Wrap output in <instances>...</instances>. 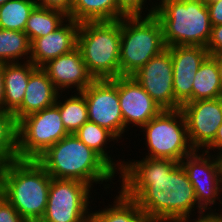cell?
<instances>
[{
  "instance_id": "6",
  "label": "cell",
  "mask_w": 222,
  "mask_h": 222,
  "mask_svg": "<svg viewBox=\"0 0 222 222\" xmlns=\"http://www.w3.org/2000/svg\"><path fill=\"white\" fill-rule=\"evenodd\" d=\"M165 49L162 26L154 14L121 19L120 76H132Z\"/></svg>"
},
{
  "instance_id": "28",
  "label": "cell",
  "mask_w": 222,
  "mask_h": 222,
  "mask_svg": "<svg viewBox=\"0 0 222 222\" xmlns=\"http://www.w3.org/2000/svg\"><path fill=\"white\" fill-rule=\"evenodd\" d=\"M35 0H9L0 6V28L24 31Z\"/></svg>"
},
{
  "instance_id": "15",
  "label": "cell",
  "mask_w": 222,
  "mask_h": 222,
  "mask_svg": "<svg viewBox=\"0 0 222 222\" xmlns=\"http://www.w3.org/2000/svg\"><path fill=\"white\" fill-rule=\"evenodd\" d=\"M172 57L173 88L175 101L182 106L192 102V86L196 71L209 56L206 47L172 46L168 47Z\"/></svg>"
},
{
  "instance_id": "16",
  "label": "cell",
  "mask_w": 222,
  "mask_h": 222,
  "mask_svg": "<svg viewBox=\"0 0 222 222\" xmlns=\"http://www.w3.org/2000/svg\"><path fill=\"white\" fill-rule=\"evenodd\" d=\"M41 68L61 94L73 87L77 92H82L95 80L88 72L78 47L69 53L49 60Z\"/></svg>"
},
{
  "instance_id": "11",
  "label": "cell",
  "mask_w": 222,
  "mask_h": 222,
  "mask_svg": "<svg viewBox=\"0 0 222 222\" xmlns=\"http://www.w3.org/2000/svg\"><path fill=\"white\" fill-rule=\"evenodd\" d=\"M82 93L87 104L88 121L108 129L121 140L124 121L118 96V77L95 79Z\"/></svg>"
},
{
  "instance_id": "31",
  "label": "cell",
  "mask_w": 222,
  "mask_h": 222,
  "mask_svg": "<svg viewBox=\"0 0 222 222\" xmlns=\"http://www.w3.org/2000/svg\"><path fill=\"white\" fill-rule=\"evenodd\" d=\"M206 49L209 52V56L222 55V24L212 26Z\"/></svg>"
},
{
  "instance_id": "25",
  "label": "cell",
  "mask_w": 222,
  "mask_h": 222,
  "mask_svg": "<svg viewBox=\"0 0 222 222\" xmlns=\"http://www.w3.org/2000/svg\"><path fill=\"white\" fill-rule=\"evenodd\" d=\"M30 55L31 43L24 31L0 28V62L16 63L22 59L25 62V59L29 61Z\"/></svg>"
},
{
  "instance_id": "18",
  "label": "cell",
  "mask_w": 222,
  "mask_h": 222,
  "mask_svg": "<svg viewBox=\"0 0 222 222\" xmlns=\"http://www.w3.org/2000/svg\"><path fill=\"white\" fill-rule=\"evenodd\" d=\"M58 94L60 92L54 87L47 73L37 67L30 74L22 105L13 113L16 121L54 105Z\"/></svg>"
},
{
  "instance_id": "34",
  "label": "cell",
  "mask_w": 222,
  "mask_h": 222,
  "mask_svg": "<svg viewBox=\"0 0 222 222\" xmlns=\"http://www.w3.org/2000/svg\"><path fill=\"white\" fill-rule=\"evenodd\" d=\"M218 152L215 156L216 157H219V158H222V124L218 127V131H217V134L214 138V140L203 150L207 153H210V150L214 153Z\"/></svg>"
},
{
  "instance_id": "14",
  "label": "cell",
  "mask_w": 222,
  "mask_h": 222,
  "mask_svg": "<svg viewBox=\"0 0 222 222\" xmlns=\"http://www.w3.org/2000/svg\"><path fill=\"white\" fill-rule=\"evenodd\" d=\"M118 96L124 133L131 124L142 128L163 110L132 76L118 77Z\"/></svg>"
},
{
  "instance_id": "26",
  "label": "cell",
  "mask_w": 222,
  "mask_h": 222,
  "mask_svg": "<svg viewBox=\"0 0 222 222\" xmlns=\"http://www.w3.org/2000/svg\"><path fill=\"white\" fill-rule=\"evenodd\" d=\"M58 94L56 103L59 106L61 120L67 132L74 134L85 122L88 121L87 104L82 92H76L65 101H61ZM59 99V100H58Z\"/></svg>"
},
{
  "instance_id": "35",
  "label": "cell",
  "mask_w": 222,
  "mask_h": 222,
  "mask_svg": "<svg viewBox=\"0 0 222 222\" xmlns=\"http://www.w3.org/2000/svg\"><path fill=\"white\" fill-rule=\"evenodd\" d=\"M180 222H222V216L219 213H207L203 216H198L196 219H186Z\"/></svg>"
},
{
  "instance_id": "38",
  "label": "cell",
  "mask_w": 222,
  "mask_h": 222,
  "mask_svg": "<svg viewBox=\"0 0 222 222\" xmlns=\"http://www.w3.org/2000/svg\"><path fill=\"white\" fill-rule=\"evenodd\" d=\"M9 0H0V6L3 5L4 3H6Z\"/></svg>"
},
{
  "instance_id": "4",
  "label": "cell",
  "mask_w": 222,
  "mask_h": 222,
  "mask_svg": "<svg viewBox=\"0 0 222 222\" xmlns=\"http://www.w3.org/2000/svg\"><path fill=\"white\" fill-rule=\"evenodd\" d=\"M155 5L153 14L161 23L166 47L207 46L212 25L206 2L162 0Z\"/></svg>"
},
{
  "instance_id": "10",
  "label": "cell",
  "mask_w": 222,
  "mask_h": 222,
  "mask_svg": "<svg viewBox=\"0 0 222 222\" xmlns=\"http://www.w3.org/2000/svg\"><path fill=\"white\" fill-rule=\"evenodd\" d=\"M180 163L194 188L198 205L207 213H217L211 207L216 205L217 199L222 204V158L203 150H195Z\"/></svg>"
},
{
  "instance_id": "33",
  "label": "cell",
  "mask_w": 222,
  "mask_h": 222,
  "mask_svg": "<svg viewBox=\"0 0 222 222\" xmlns=\"http://www.w3.org/2000/svg\"><path fill=\"white\" fill-rule=\"evenodd\" d=\"M210 22L212 26H217L222 24V0H209L206 2Z\"/></svg>"
},
{
  "instance_id": "7",
  "label": "cell",
  "mask_w": 222,
  "mask_h": 222,
  "mask_svg": "<svg viewBox=\"0 0 222 222\" xmlns=\"http://www.w3.org/2000/svg\"><path fill=\"white\" fill-rule=\"evenodd\" d=\"M148 153L145 157L181 160L195 149L191 146L185 116L181 109L162 110L142 128Z\"/></svg>"
},
{
  "instance_id": "2",
  "label": "cell",
  "mask_w": 222,
  "mask_h": 222,
  "mask_svg": "<svg viewBox=\"0 0 222 222\" xmlns=\"http://www.w3.org/2000/svg\"><path fill=\"white\" fill-rule=\"evenodd\" d=\"M51 179L36 159H17L0 166V194L27 222H40Z\"/></svg>"
},
{
  "instance_id": "21",
  "label": "cell",
  "mask_w": 222,
  "mask_h": 222,
  "mask_svg": "<svg viewBox=\"0 0 222 222\" xmlns=\"http://www.w3.org/2000/svg\"><path fill=\"white\" fill-rule=\"evenodd\" d=\"M74 134L87 147L95 151L115 172L118 174L121 172L125 160L116 161L113 157L111 158L112 155H109L110 151H107L108 142L116 141L115 143H117L119 141L112 132L96 123L87 121Z\"/></svg>"
},
{
  "instance_id": "20",
  "label": "cell",
  "mask_w": 222,
  "mask_h": 222,
  "mask_svg": "<svg viewBox=\"0 0 222 222\" xmlns=\"http://www.w3.org/2000/svg\"><path fill=\"white\" fill-rule=\"evenodd\" d=\"M127 16L116 0H72V9L68 18L78 23L116 21Z\"/></svg>"
},
{
  "instance_id": "37",
  "label": "cell",
  "mask_w": 222,
  "mask_h": 222,
  "mask_svg": "<svg viewBox=\"0 0 222 222\" xmlns=\"http://www.w3.org/2000/svg\"><path fill=\"white\" fill-rule=\"evenodd\" d=\"M217 62L219 79L222 86V55L211 56Z\"/></svg>"
},
{
  "instance_id": "5",
  "label": "cell",
  "mask_w": 222,
  "mask_h": 222,
  "mask_svg": "<svg viewBox=\"0 0 222 222\" xmlns=\"http://www.w3.org/2000/svg\"><path fill=\"white\" fill-rule=\"evenodd\" d=\"M121 19L80 23L77 47L94 79L120 76Z\"/></svg>"
},
{
  "instance_id": "13",
  "label": "cell",
  "mask_w": 222,
  "mask_h": 222,
  "mask_svg": "<svg viewBox=\"0 0 222 222\" xmlns=\"http://www.w3.org/2000/svg\"><path fill=\"white\" fill-rule=\"evenodd\" d=\"M181 110L191 146L202 151L214 140L222 124V98L187 102Z\"/></svg>"
},
{
  "instance_id": "30",
  "label": "cell",
  "mask_w": 222,
  "mask_h": 222,
  "mask_svg": "<svg viewBox=\"0 0 222 222\" xmlns=\"http://www.w3.org/2000/svg\"><path fill=\"white\" fill-rule=\"evenodd\" d=\"M0 222H27L18 211L0 194Z\"/></svg>"
},
{
  "instance_id": "3",
  "label": "cell",
  "mask_w": 222,
  "mask_h": 222,
  "mask_svg": "<svg viewBox=\"0 0 222 222\" xmlns=\"http://www.w3.org/2000/svg\"><path fill=\"white\" fill-rule=\"evenodd\" d=\"M56 179L93 183L112 182L117 174L75 134H68L36 159Z\"/></svg>"
},
{
  "instance_id": "23",
  "label": "cell",
  "mask_w": 222,
  "mask_h": 222,
  "mask_svg": "<svg viewBox=\"0 0 222 222\" xmlns=\"http://www.w3.org/2000/svg\"><path fill=\"white\" fill-rule=\"evenodd\" d=\"M222 98L217 62L208 56L196 71L192 86V101Z\"/></svg>"
},
{
  "instance_id": "1",
  "label": "cell",
  "mask_w": 222,
  "mask_h": 222,
  "mask_svg": "<svg viewBox=\"0 0 222 222\" xmlns=\"http://www.w3.org/2000/svg\"><path fill=\"white\" fill-rule=\"evenodd\" d=\"M120 190L133 199L151 222H180L207 214L197 203L188 175L177 161L143 157L125 161ZM195 209V210H194Z\"/></svg>"
},
{
  "instance_id": "36",
  "label": "cell",
  "mask_w": 222,
  "mask_h": 222,
  "mask_svg": "<svg viewBox=\"0 0 222 222\" xmlns=\"http://www.w3.org/2000/svg\"><path fill=\"white\" fill-rule=\"evenodd\" d=\"M4 67L5 63L0 62V110H4Z\"/></svg>"
},
{
  "instance_id": "27",
  "label": "cell",
  "mask_w": 222,
  "mask_h": 222,
  "mask_svg": "<svg viewBox=\"0 0 222 222\" xmlns=\"http://www.w3.org/2000/svg\"><path fill=\"white\" fill-rule=\"evenodd\" d=\"M17 129L14 114L0 110V166L19 159Z\"/></svg>"
},
{
  "instance_id": "29",
  "label": "cell",
  "mask_w": 222,
  "mask_h": 222,
  "mask_svg": "<svg viewBox=\"0 0 222 222\" xmlns=\"http://www.w3.org/2000/svg\"><path fill=\"white\" fill-rule=\"evenodd\" d=\"M118 7L127 15V16H133V15H145L144 9L148 10L147 15L153 14L154 9L156 5L151 1L150 9L145 8V3H147V0H116ZM144 14H143V13Z\"/></svg>"
},
{
  "instance_id": "39",
  "label": "cell",
  "mask_w": 222,
  "mask_h": 222,
  "mask_svg": "<svg viewBox=\"0 0 222 222\" xmlns=\"http://www.w3.org/2000/svg\"><path fill=\"white\" fill-rule=\"evenodd\" d=\"M198 1L208 2L209 0H198Z\"/></svg>"
},
{
  "instance_id": "24",
  "label": "cell",
  "mask_w": 222,
  "mask_h": 222,
  "mask_svg": "<svg viewBox=\"0 0 222 222\" xmlns=\"http://www.w3.org/2000/svg\"><path fill=\"white\" fill-rule=\"evenodd\" d=\"M67 19L68 15L60 10L36 5L29 15L24 32L32 43L35 39L55 31Z\"/></svg>"
},
{
  "instance_id": "17",
  "label": "cell",
  "mask_w": 222,
  "mask_h": 222,
  "mask_svg": "<svg viewBox=\"0 0 222 222\" xmlns=\"http://www.w3.org/2000/svg\"><path fill=\"white\" fill-rule=\"evenodd\" d=\"M80 23L68 18L55 31L39 37L31 43V61L36 67H42L49 60L71 52L77 47V34Z\"/></svg>"
},
{
  "instance_id": "32",
  "label": "cell",
  "mask_w": 222,
  "mask_h": 222,
  "mask_svg": "<svg viewBox=\"0 0 222 222\" xmlns=\"http://www.w3.org/2000/svg\"><path fill=\"white\" fill-rule=\"evenodd\" d=\"M36 5L49 9L60 10L69 15L72 9V0H35Z\"/></svg>"
},
{
  "instance_id": "12",
  "label": "cell",
  "mask_w": 222,
  "mask_h": 222,
  "mask_svg": "<svg viewBox=\"0 0 222 222\" xmlns=\"http://www.w3.org/2000/svg\"><path fill=\"white\" fill-rule=\"evenodd\" d=\"M132 77L163 110H177L173 88V66L170 49L150 59Z\"/></svg>"
},
{
  "instance_id": "22",
  "label": "cell",
  "mask_w": 222,
  "mask_h": 222,
  "mask_svg": "<svg viewBox=\"0 0 222 222\" xmlns=\"http://www.w3.org/2000/svg\"><path fill=\"white\" fill-rule=\"evenodd\" d=\"M116 195L113 206L91 211L89 222H151L136 202L121 190Z\"/></svg>"
},
{
  "instance_id": "8",
  "label": "cell",
  "mask_w": 222,
  "mask_h": 222,
  "mask_svg": "<svg viewBox=\"0 0 222 222\" xmlns=\"http://www.w3.org/2000/svg\"><path fill=\"white\" fill-rule=\"evenodd\" d=\"M68 134L57 103L26 115L18 121V158L37 159Z\"/></svg>"
},
{
  "instance_id": "19",
  "label": "cell",
  "mask_w": 222,
  "mask_h": 222,
  "mask_svg": "<svg viewBox=\"0 0 222 222\" xmlns=\"http://www.w3.org/2000/svg\"><path fill=\"white\" fill-rule=\"evenodd\" d=\"M36 68L31 61L5 63L4 110L14 113L22 105L30 74Z\"/></svg>"
},
{
  "instance_id": "9",
  "label": "cell",
  "mask_w": 222,
  "mask_h": 222,
  "mask_svg": "<svg viewBox=\"0 0 222 222\" xmlns=\"http://www.w3.org/2000/svg\"><path fill=\"white\" fill-rule=\"evenodd\" d=\"M91 189L85 182L52 178L40 222H89Z\"/></svg>"
}]
</instances>
